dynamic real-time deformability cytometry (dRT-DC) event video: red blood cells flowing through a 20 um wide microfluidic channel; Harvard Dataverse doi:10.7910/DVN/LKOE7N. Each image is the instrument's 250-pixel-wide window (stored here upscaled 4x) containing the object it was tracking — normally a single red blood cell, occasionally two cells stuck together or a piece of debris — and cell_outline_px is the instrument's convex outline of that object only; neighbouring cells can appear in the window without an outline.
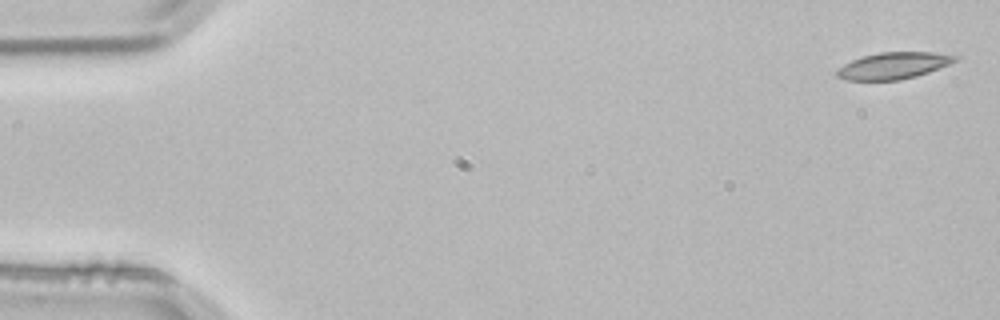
{"species": "common noctule bat (a hibernating species)", "species_latin": "Nyctalus noctula", "temperature_condition": "room temperature", "stored_images_in_passage": 4, "camera_frame_rate_fps": 3000, "um_per_image_px": 0.085, "animal": {"sex": "male", "body_mass_g": 21.5, "forearm_length_mm": 52.0}, "frame": {"image": 1, "passage_image": 1, "time_ms": 0.0, "image_size_px": [1000, 320], "cell_outline_px": [[960, 56], [956, 60], [948, 64], [928, 72], [916, 76], [900, 80], [848, 80], [836, 76], [836, 72], [844, 64], [852, 60], [864, 56], [880, 52], [932, 52]], "centroid_in_image_um": [75.94, 5.58], "position_along_channel_um": 9.1, "area_um2": 18.09}}